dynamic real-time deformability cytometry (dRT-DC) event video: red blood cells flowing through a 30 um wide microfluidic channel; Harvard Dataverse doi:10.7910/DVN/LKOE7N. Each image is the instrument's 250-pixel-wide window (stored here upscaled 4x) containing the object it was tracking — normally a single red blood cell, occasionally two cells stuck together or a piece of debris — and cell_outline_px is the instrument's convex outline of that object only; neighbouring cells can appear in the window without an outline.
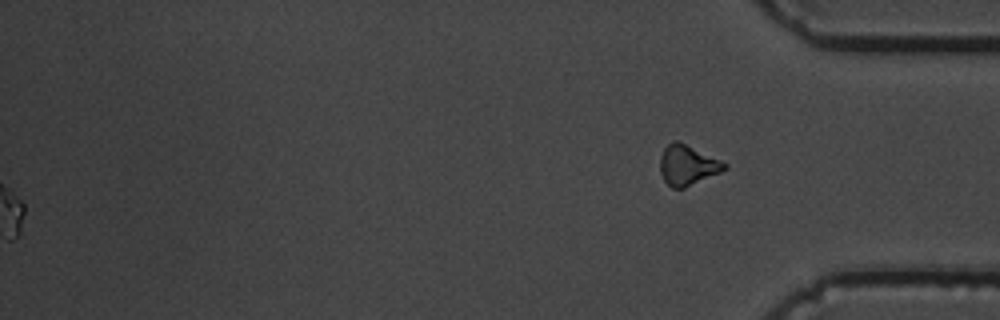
{"species": "common noctule bat (a hibernating species)", "species_latin": "Nyctalus noctula", "temperature_condition": "cold", "stored_images_in_passage": 56, "segment_of_instrument_passage": [2, 2], "camera_frame_rate_fps": 3000, "um_per_image_px": 0.085, "animal": {"sex": "male", "body_mass_g": 19.5, "forearm_length_mm": 54.6}, "frame": {"image": 1, "passage_image": 56, "time_ms": 18.333, "image_size_px": [1000, 320], "cell_outline_px": [[728, 168], [720, 172], [684, 188], [672, 188], [664, 180], [660, 172], [660, 156], [664, 148], [672, 140], [676, 140], [720, 160], [728, 164]], "centroid_in_image_um": [58.42, 14.04], "position_along_channel_um": 376.8, "area_um2": 14.85}}